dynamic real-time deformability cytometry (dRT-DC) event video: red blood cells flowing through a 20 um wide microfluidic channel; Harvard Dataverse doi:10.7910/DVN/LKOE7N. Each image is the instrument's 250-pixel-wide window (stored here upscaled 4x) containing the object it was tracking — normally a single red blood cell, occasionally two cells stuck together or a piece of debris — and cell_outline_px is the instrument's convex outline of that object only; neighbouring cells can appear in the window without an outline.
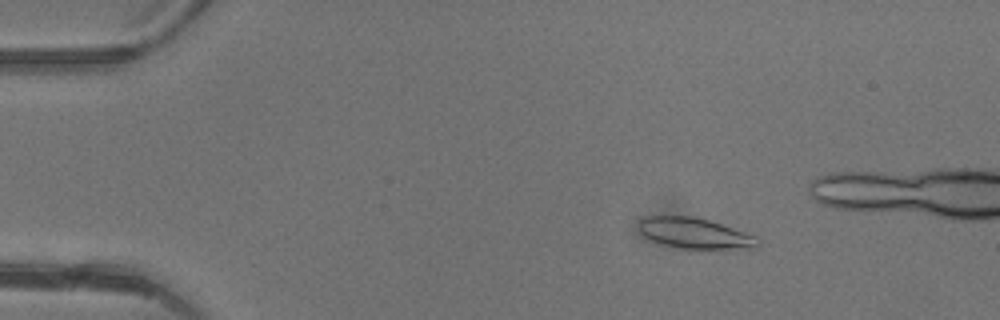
{"species": "common noctule bat (a hibernating species)", "species_latin": "Nyctalus noctula", "temperature_condition": "warm", "stored_images_in_passage": 48, "camera_frame_rate_fps": 3000, "um_per_image_px": 0.085, "animal": {"sex": "female"}, "frame": {"image": 1, "passage_image": 8, "time_ms": 2.333, "image_size_px": [1000, 320], "cell_outline_px": [[760, 244], [756, 248], [680, 248], [664, 244], [652, 240], [644, 236], [640, 232], [640, 220], [644, 216], [692, 216], [708, 220], [756, 236]], "centroid_in_image_um": [59.04, 19.82], "position_along_channel_um": 26.0, "area_um2": 20.81}}
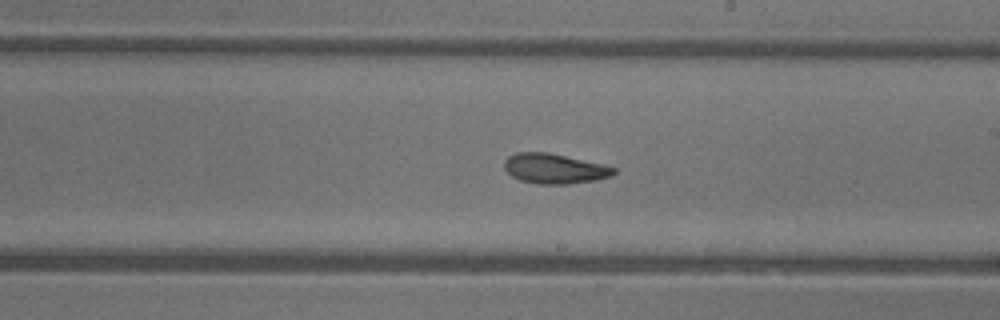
{"frame": {"image": 2, "passage_image": 28, "time_ms": 9.0, "image_size_px": [1000, 320], "cell_outline_px": [[616, 172], [612, 176], [596, 180], [568, 184], [536, 184], [520, 180], [512, 176], [504, 168], [504, 160], [508, 156], [516, 152], [548, 152], [604, 164], [616, 168]], "centroid_in_image_um": [47.14, 14.33], "position_along_channel_um": 241.9, "area_um2": 19.31}}
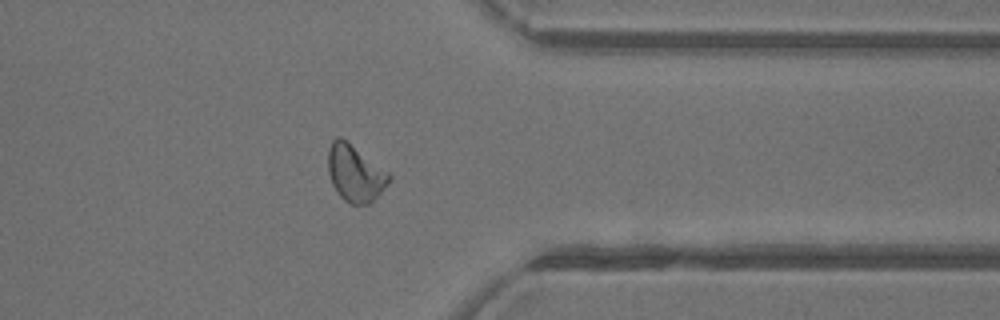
{"frame": {"image": 3, "passage_image": 38, "time_ms": 12.333, "image_size_px": [1000, 320], "cell_outline_px": [[392, 180], [368, 204], [348, 204], [336, 192], [332, 184], [328, 172], [328, 148], [332, 140], [336, 136], [340, 136], [388, 172], [392, 176]], "centroid_in_image_um": [30.16, 14.73], "position_along_channel_um": 381.2, "area_um2": 20.0}, "authors_computed_cell_mechanics": {"area_um2": 20.1433, "velocity_mm_per_s": 4.4181, "shape_relaxation_time_tau1_ms": 6.0154, "shape_relaxation_time_tau2_ms": 2.8626, "deformation_change_tau1": 0.1949, "deformation_change_tau2": 0.1036}}